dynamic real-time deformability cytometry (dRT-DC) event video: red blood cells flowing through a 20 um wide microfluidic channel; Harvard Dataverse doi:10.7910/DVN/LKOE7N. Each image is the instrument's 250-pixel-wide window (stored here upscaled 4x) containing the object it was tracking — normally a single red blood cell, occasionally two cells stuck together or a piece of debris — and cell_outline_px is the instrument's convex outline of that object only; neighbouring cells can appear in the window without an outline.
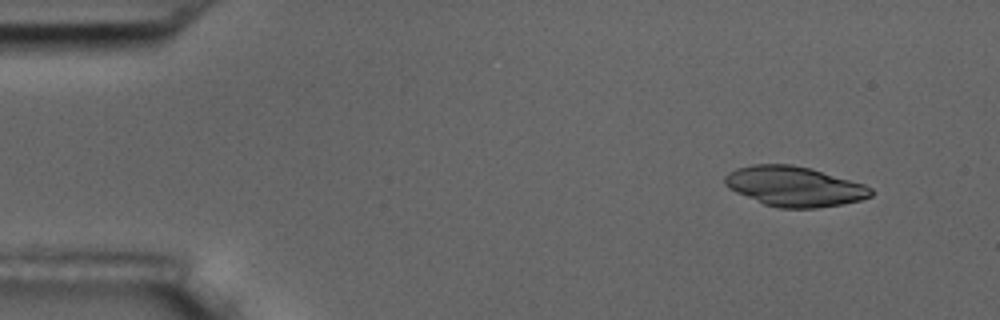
{"species": "common noctule bat (a hibernating species)", "species_latin": "Nyctalus noctula", "temperature_condition": "room temperature", "stored_images_in_passage": 6, "segment_of_instrument_passage": [2, 2], "camera_frame_rate_fps": 3000, "um_per_image_px": 0.085, "animal": {"sex": "male", "body_mass_g": 17.5, "forearm_length_mm": 52.3}, "frame": {"image": 1, "passage_image": 6, "time_ms": 7.0, "image_size_px": [1000, 320], "cell_outline_px": [[872, 196], [860, 200], [844, 204], [816, 208], [780, 208], [764, 204], [736, 192], [728, 188], [724, 184], [724, 176], [728, 172], [736, 168], [752, 164], [792, 164], [812, 168], [864, 184], [872, 188]], "centroid_in_image_um": [67.51, 15.83], "position_along_channel_um": 17.5, "area_um2": 34.22}}